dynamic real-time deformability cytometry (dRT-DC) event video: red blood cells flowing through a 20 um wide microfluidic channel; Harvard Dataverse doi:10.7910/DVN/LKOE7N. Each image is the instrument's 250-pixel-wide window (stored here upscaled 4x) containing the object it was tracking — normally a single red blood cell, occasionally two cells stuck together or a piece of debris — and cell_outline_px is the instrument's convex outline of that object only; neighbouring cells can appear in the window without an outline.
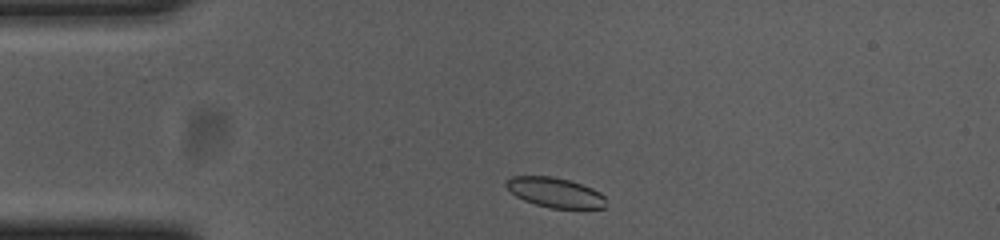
{"species": "common noctule bat (a hibernating species)", "species_latin": "Nyctalus noctula", "temperature_condition": "cold", "stored_images_in_passage": 37, "camera_frame_rate_fps": 3000, "um_per_image_px": 0.085, "animal": {"sex": "female", "body_mass_g": 23.0, "forearm_length_mm": 53.4}, "frame": {"image": 1, "passage_image": 2, "time_ms": 0.333, "image_size_px": [1000, 240], "cell_outline_px": [[604, 208], [548, 208], [524, 200], [516, 196], [504, 184], [512, 176], [552, 176], [568, 180], [592, 188], [600, 192], [604, 196]], "centroid_in_image_um": [47.17, 16.36], "position_along_channel_um": 37.8, "area_um2": 17.11}}
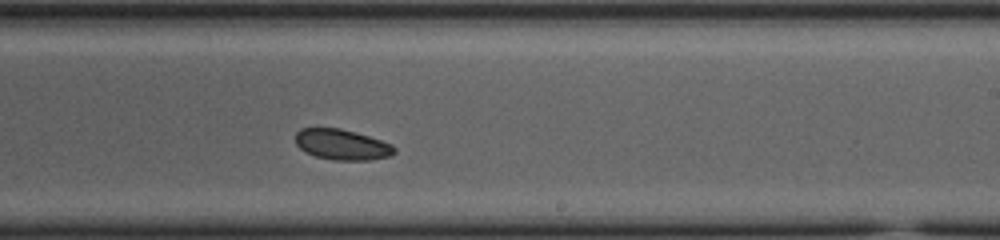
{"frame": {"image": 2, "passage_image": 23, "time_ms": 7.333, "image_size_px": [1000, 240], "cell_outline_px": [[396, 152], [392, 156], [368, 160], [332, 160], [316, 156], [304, 152], [296, 144], [296, 132], [300, 128], [340, 128], [356, 132], [392, 144], [396, 148]], "centroid_in_image_um": [29.07, 12.29], "position_along_channel_um": 259.9, "area_um2": 17.74}}
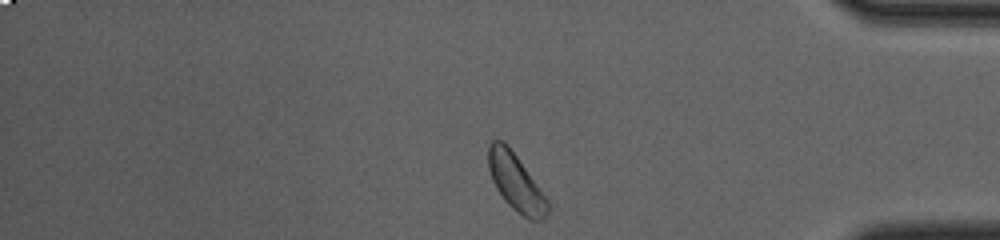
{"frame": {"image": 3, "passage_image": 36, "time_ms": 11.667, "image_size_px": [1000, 240], "cell_outline_px": [[552, 208], [544, 220], [528, 220], [516, 212], [504, 200], [496, 188], [492, 180], [488, 168], [488, 144], [492, 140], [500, 140], [508, 144], [548, 200]], "centroid_in_image_um": [43.86, 15.54], "position_along_channel_um": 391.3, "area_um2": 19.94}, "authors_computed_cell_mechanics": {"area_um2": 18.3226, "velocity_mm_per_s": 3.6455, "shape_relaxation_time_tau1_ms": 0.8448, "shape_relaxation_time_tau2_ms": null, "deformation_change_tau1": 0.0396, "deformation_change_tau2": null}}